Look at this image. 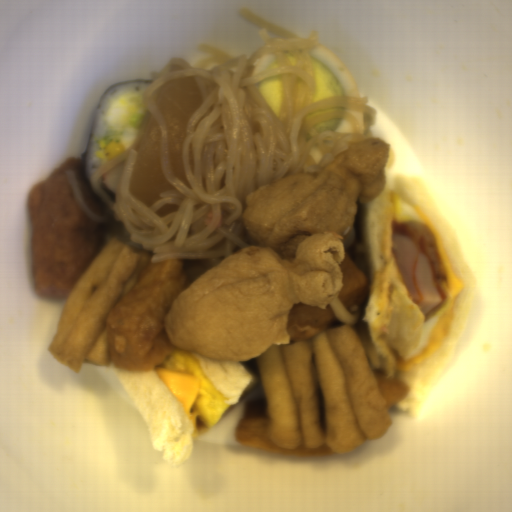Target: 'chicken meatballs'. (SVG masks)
<instances>
[{
  "label": "chicken meatballs",
  "mask_w": 512,
  "mask_h": 512,
  "mask_svg": "<svg viewBox=\"0 0 512 512\" xmlns=\"http://www.w3.org/2000/svg\"><path fill=\"white\" fill-rule=\"evenodd\" d=\"M82 157L67 159L27 195L31 224L30 270L41 299L66 301L81 274L104 247L105 224L92 223L76 201L65 170H76L91 210L105 212L87 189Z\"/></svg>",
  "instance_id": "chicken-meatballs-1"
}]
</instances>
